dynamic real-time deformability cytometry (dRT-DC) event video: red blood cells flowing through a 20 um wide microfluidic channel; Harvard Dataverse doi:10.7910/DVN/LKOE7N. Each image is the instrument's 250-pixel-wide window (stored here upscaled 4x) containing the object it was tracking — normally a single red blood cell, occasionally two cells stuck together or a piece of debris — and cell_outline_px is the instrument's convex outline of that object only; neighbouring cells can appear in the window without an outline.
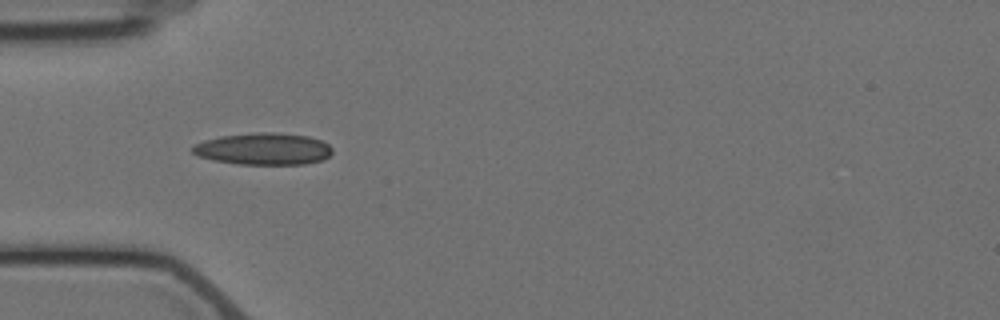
{"species": "Egyptian fruit bat (a non-hibernating species)", "species_latin": "Rousettus aegyptiacus", "temperature_condition": "cold", "stored_images_in_passage": 6, "camera_frame_rate_fps": 3000, "um_per_image_px": 0.085, "animal": {"sex": "female"}, "frame": {"image": 1, "passage_image": 5, "time_ms": 4.667, "image_size_px": [1000, 320], "cell_outline_px": [[332, 152], [324, 160], [304, 164], [236, 164], [212, 160], [196, 156], [192, 152], [192, 144], [204, 140], [220, 136], [256, 132], [276, 132], [308, 136], [320, 140], [328, 144], [332, 148]], "centroid_in_image_um": [22.36, 12.65], "position_along_channel_um": 62.6, "area_um2": 26.24}}
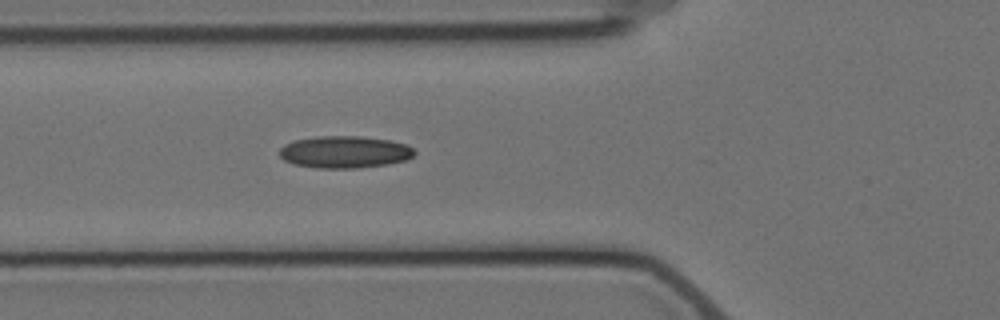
{"frame": {"image": 2, "passage_image": 6, "time_ms": 5.667, "image_size_px": [1000, 320], "cell_outline_px": [[416, 152], [412, 156], [404, 160], [388, 164], [356, 168], [316, 168], [292, 164], [284, 160], [280, 156], [280, 148], [284, 144], [292, 140], [316, 136], [360, 136], [388, 140], [404, 144], [412, 148]], "centroid_in_image_um": [29.23, 12.92], "position_along_channel_um": 96.6, "area_um2": 25.26}}